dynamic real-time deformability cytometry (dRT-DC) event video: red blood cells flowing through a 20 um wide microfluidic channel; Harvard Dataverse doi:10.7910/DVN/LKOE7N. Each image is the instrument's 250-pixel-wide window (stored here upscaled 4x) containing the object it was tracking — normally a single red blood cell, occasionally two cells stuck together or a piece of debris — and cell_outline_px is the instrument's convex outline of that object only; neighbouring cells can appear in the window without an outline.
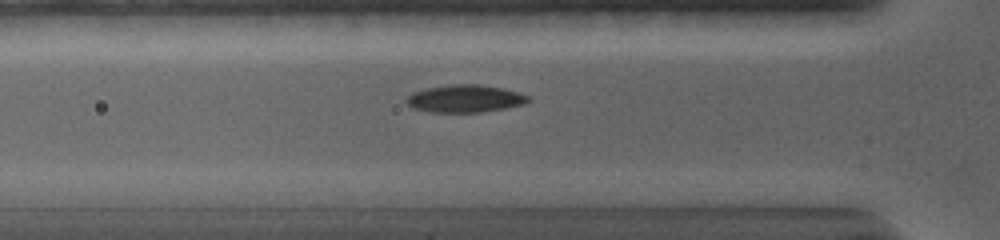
{"species": "common noctule bat (a hibernating species)", "species_latin": "Nyctalus noctula", "temperature_condition": "warm", "stored_images_in_passage": 29, "camera_frame_rate_fps": 5000, "um_per_image_px": 0.085, "animal": {"sex": "female", "body_mass_g": 19.0, "forearm_length_mm": 56.7}, "frame": {"image": 1, "passage_image": 3, "time_ms": 0.8, "image_size_px": [1000, 240], "cell_outline_px": [[532, 100], [524, 104], [504, 108], [480, 112], [428, 112], [412, 108], [404, 100], [412, 92], [424, 88], [448, 84], [480, 84], [504, 88], [520, 92], [528, 96]], "centroid_in_image_um": [39.51, 8.37], "position_along_channel_um": 86.3, "area_um2": 19.83}}
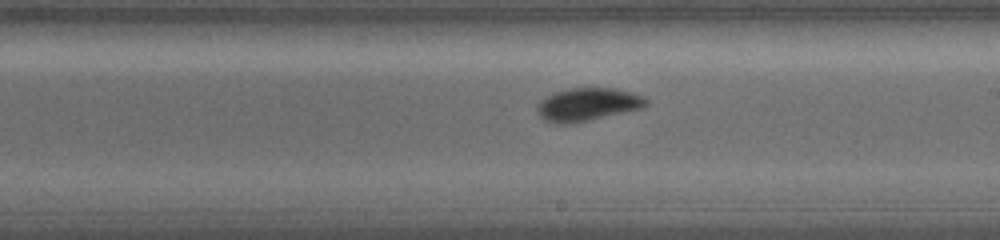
{"frame": {"image": 2, "passage_image": 13, "time_ms": 4.8, "image_size_px": [1000, 240], "cell_outline_px": [[648, 104], [640, 108], [588, 120], [568, 124], [552, 124], [544, 120], [536, 112], [536, 108], [540, 100], [556, 92], [568, 88], [612, 88], [644, 96], [648, 100]], "centroid_in_image_um": [49.89, 8.88], "position_along_channel_um": 239.1, "area_um2": 20.69}}
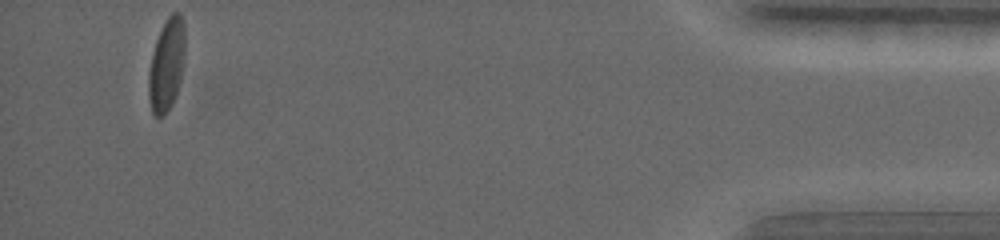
{"frame": {"image": 3, "passage_image": 29, "time_ms": 12.0, "image_size_px": [1000, 240], "cell_outline_px": [[184, 52], [180, 76], [176, 92], [164, 116], [156, 116], [152, 112], [148, 100], [148, 72], [156, 40], [168, 16], [172, 12], [180, 12], [184, 24]], "centroid_in_image_um": [14.13, 5.49], "position_along_channel_um": 421.1, "area_um2": 19.07}}